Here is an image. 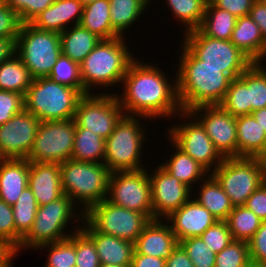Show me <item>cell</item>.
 Masks as SVG:
<instances>
[{
  "label": "cell",
  "instance_id": "cell-20",
  "mask_svg": "<svg viewBox=\"0 0 266 267\" xmlns=\"http://www.w3.org/2000/svg\"><path fill=\"white\" fill-rule=\"evenodd\" d=\"M28 186L38 206L46 205L64 195L61 187L60 164L29 161Z\"/></svg>",
  "mask_w": 266,
  "mask_h": 267
},
{
  "label": "cell",
  "instance_id": "cell-55",
  "mask_svg": "<svg viewBox=\"0 0 266 267\" xmlns=\"http://www.w3.org/2000/svg\"><path fill=\"white\" fill-rule=\"evenodd\" d=\"M18 255L15 245L10 241L0 239V267H13V259Z\"/></svg>",
  "mask_w": 266,
  "mask_h": 267
},
{
  "label": "cell",
  "instance_id": "cell-15",
  "mask_svg": "<svg viewBox=\"0 0 266 267\" xmlns=\"http://www.w3.org/2000/svg\"><path fill=\"white\" fill-rule=\"evenodd\" d=\"M149 169L111 172L107 200L131 211L147 214L153 219Z\"/></svg>",
  "mask_w": 266,
  "mask_h": 267
},
{
  "label": "cell",
  "instance_id": "cell-57",
  "mask_svg": "<svg viewBox=\"0 0 266 267\" xmlns=\"http://www.w3.org/2000/svg\"><path fill=\"white\" fill-rule=\"evenodd\" d=\"M16 54V38L0 37V64L8 61Z\"/></svg>",
  "mask_w": 266,
  "mask_h": 267
},
{
  "label": "cell",
  "instance_id": "cell-24",
  "mask_svg": "<svg viewBox=\"0 0 266 267\" xmlns=\"http://www.w3.org/2000/svg\"><path fill=\"white\" fill-rule=\"evenodd\" d=\"M28 159H0V199L14 205L28 186Z\"/></svg>",
  "mask_w": 266,
  "mask_h": 267
},
{
  "label": "cell",
  "instance_id": "cell-63",
  "mask_svg": "<svg viewBox=\"0 0 266 267\" xmlns=\"http://www.w3.org/2000/svg\"><path fill=\"white\" fill-rule=\"evenodd\" d=\"M263 4H266V0H260Z\"/></svg>",
  "mask_w": 266,
  "mask_h": 267
},
{
  "label": "cell",
  "instance_id": "cell-47",
  "mask_svg": "<svg viewBox=\"0 0 266 267\" xmlns=\"http://www.w3.org/2000/svg\"><path fill=\"white\" fill-rule=\"evenodd\" d=\"M0 239L10 241L17 248L22 237L16 232L12 206L0 199Z\"/></svg>",
  "mask_w": 266,
  "mask_h": 267
},
{
  "label": "cell",
  "instance_id": "cell-21",
  "mask_svg": "<svg viewBox=\"0 0 266 267\" xmlns=\"http://www.w3.org/2000/svg\"><path fill=\"white\" fill-rule=\"evenodd\" d=\"M178 244L170 224L165 219H152L134 243L133 254L166 259Z\"/></svg>",
  "mask_w": 266,
  "mask_h": 267
},
{
  "label": "cell",
  "instance_id": "cell-61",
  "mask_svg": "<svg viewBox=\"0 0 266 267\" xmlns=\"http://www.w3.org/2000/svg\"><path fill=\"white\" fill-rule=\"evenodd\" d=\"M78 1H80L83 5H86V4L94 2L96 0H78Z\"/></svg>",
  "mask_w": 266,
  "mask_h": 267
},
{
  "label": "cell",
  "instance_id": "cell-39",
  "mask_svg": "<svg viewBox=\"0 0 266 267\" xmlns=\"http://www.w3.org/2000/svg\"><path fill=\"white\" fill-rule=\"evenodd\" d=\"M253 62L247 68V87L251 114L266 107V62Z\"/></svg>",
  "mask_w": 266,
  "mask_h": 267
},
{
  "label": "cell",
  "instance_id": "cell-4",
  "mask_svg": "<svg viewBox=\"0 0 266 267\" xmlns=\"http://www.w3.org/2000/svg\"><path fill=\"white\" fill-rule=\"evenodd\" d=\"M83 220V211L65 194L53 202L38 206L33 226L22 239L17 248L18 253L24 249L37 251L36 249L42 245L68 239L74 232L81 229ZM74 222L78 223L74 228L76 230L66 231V228L70 226L68 224Z\"/></svg>",
  "mask_w": 266,
  "mask_h": 267
},
{
  "label": "cell",
  "instance_id": "cell-50",
  "mask_svg": "<svg viewBox=\"0 0 266 267\" xmlns=\"http://www.w3.org/2000/svg\"><path fill=\"white\" fill-rule=\"evenodd\" d=\"M250 259L266 263V221L261 223L260 228L248 241Z\"/></svg>",
  "mask_w": 266,
  "mask_h": 267
},
{
  "label": "cell",
  "instance_id": "cell-19",
  "mask_svg": "<svg viewBox=\"0 0 266 267\" xmlns=\"http://www.w3.org/2000/svg\"><path fill=\"white\" fill-rule=\"evenodd\" d=\"M165 220L170 224L178 243L189 237L201 236L207 228L218 221L193 197Z\"/></svg>",
  "mask_w": 266,
  "mask_h": 267
},
{
  "label": "cell",
  "instance_id": "cell-9",
  "mask_svg": "<svg viewBox=\"0 0 266 267\" xmlns=\"http://www.w3.org/2000/svg\"><path fill=\"white\" fill-rule=\"evenodd\" d=\"M211 174L235 206L247 199L266 181V169L255 157L224 158Z\"/></svg>",
  "mask_w": 266,
  "mask_h": 267
},
{
  "label": "cell",
  "instance_id": "cell-3",
  "mask_svg": "<svg viewBox=\"0 0 266 267\" xmlns=\"http://www.w3.org/2000/svg\"><path fill=\"white\" fill-rule=\"evenodd\" d=\"M125 38L100 40L80 63V77L87 93H96L92 92L94 87L99 90L121 85L129 64L135 59Z\"/></svg>",
  "mask_w": 266,
  "mask_h": 267
},
{
  "label": "cell",
  "instance_id": "cell-22",
  "mask_svg": "<svg viewBox=\"0 0 266 267\" xmlns=\"http://www.w3.org/2000/svg\"><path fill=\"white\" fill-rule=\"evenodd\" d=\"M83 7L84 5L78 0H55L30 24L40 30L62 33L69 26L80 25Z\"/></svg>",
  "mask_w": 266,
  "mask_h": 267
},
{
  "label": "cell",
  "instance_id": "cell-31",
  "mask_svg": "<svg viewBox=\"0 0 266 267\" xmlns=\"http://www.w3.org/2000/svg\"><path fill=\"white\" fill-rule=\"evenodd\" d=\"M80 25L101 40L120 37L111 25L109 0H96L84 5Z\"/></svg>",
  "mask_w": 266,
  "mask_h": 267
},
{
  "label": "cell",
  "instance_id": "cell-32",
  "mask_svg": "<svg viewBox=\"0 0 266 267\" xmlns=\"http://www.w3.org/2000/svg\"><path fill=\"white\" fill-rule=\"evenodd\" d=\"M237 17L226 10L215 7L209 0L198 29L210 38L231 40Z\"/></svg>",
  "mask_w": 266,
  "mask_h": 267
},
{
  "label": "cell",
  "instance_id": "cell-40",
  "mask_svg": "<svg viewBox=\"0 0 266 267\" xmlns=\"http://www.w3.org/2000/svg\"><path fill=\"white\" fill-rule=\"evenodd\" d=\"M39 249L48 250L45 267H75L76 232L68 239L42 245Z\"/></svg>",
  "mask_w": 266,
  "mask_h": 267
},
{
  "label": "cell",
  "instance_id": "cell-27",
  "mask_svg": "<svg viewBox=\"0 0 266 267\" xmlns=\"http://www.w3.org/2000/svg\"><path fill=\"white\" fill-rule=\"evenodd\" d=\"M199 183L196 185L199 187V192H193L192 197L205 207L218 221H225L234 206L231 204L230 198L220 183L211 173ZM195 194L197 195L195 196Z\"/></svg>",
  "mask_w": 266,
  "mask_h": 267
},
{
  "label": "cell",
  "instance_id": "cell-36",
  "mask_svg": "<svg viewBox=\"0 0 266 267\" xmlns=\"http://www.w3.org/2000/svg\"><path fill=\"white\" fill-rule=\"evenodd\" d=\"M234 117L251 114L247 87V69L237 78H233L223 101L219 104Z\"/></svg>",
  "mask_w": 266,
  "mask_h": 267
},
{
  "label": "cell",
  "instance_id": "cell-59",
  "mask_svg": "<svg viewBox=\"0 0 266 267\" xmlns=\"http://www.w3.org/2000/svg\"><path fill=\"white\" fill-rule=\"evenodd\" d=\"M266 169V142L261 152L255 157Z\"/></svg>",
  "mask_w": 266,
  "mask_h": 267
},
{
  "label": "cell",
  "instance_id": "cell-17",
  "mask_svg": "<svg viewBox=\"0 0 266 267\" xmlns=\"http://www.w3.org/2000/svg\"><path fill=\"white\" fill-rule=\"evenodd\" d=\"M41 121L23 109L0 125V159H28Z\"/></svg>",
  "mask_w": 266,
  "mask_h": 267
},
{
  "label": "cell",
  "instance_id": "cell-56",
  "mask_svg": "<svg viewBox=\"0 0 266 267\" xmlns=\"http://www.w3.org/2000/svg\"><path fill=\"white\" fill-rule=\"evenodd\" d=\"M130 267H166V259L143 254H133Z\"/></svg>",
  "mask_w": 266,
  "mask_h": 267
},
{
  "label": "cell",
  "instance_id": "cell-60",
  "mask_svg": "<svg viewBox=\"0 0 266 267\" xmlns=\"http://www.w3.org/2000/svg\"><path fill=\"white\" fill-rule=\"evenodd\" d=\"M242 267H266V263L249 259Z\"/></svg>",
  "mask_w": 266,
  "mask_h": 267
},
{
  "label": "cell",
  "instance_id": "cell-37",
  "mask_svg": "<svg viewBox=\"0 0 266 267\" xmlns=\"http://www.w3.org/2000/svg\"><path fill=\"white\" fill-rule=\"evenodd\" d=\"M234 240L248 242L263 222L246 206H235L225 220Z\"/></svg>",
  "mask_w": 266,
  "mask_h": 267
},
{
  "label": "cell",
  "instance_id": "cell-52",
  "mask_svg": "<svg viewBox=\"0 0 266 267\" xmlns=\"http://www.w3.org/2000/svg\"><path fill=\"white\" fill-rule=\"evenodd\" d=\"M262 221H266V181L247 199L245 205Z\"/></svg>",
  "mask_w": 266,
  "mask_h": 267
},
{
  "label": "cell",
  "instance_id": "cell-42",
  "mask_svg": "<svg viewBox=\"0 0 266 267\" xmlns=\"http://www.w3.org/2000/svg\"><path fill=\"white\" fill-rule=\"evenodd\" d=\"M179 244L186 251L194 267H215L216 253L210 250L200 236L186 238Z\"/></svg>",
  "mask_w": 266,
  "mask_h": 267
},
{
  "label": "cell",
  "instance_id": "cell-46",
  "mask_svg": "<svg viewBox=\"0 0 266 267\" xmlns=\"http://www.w3.org/2000/svg\"><path fill=\"white\" fill-rule=\"evenodd\" d=\"M19 16L22 24L30 23L55 0H4Z\"/></svg>",
  "mask_w": 266,
  "mask_h": 267
},
{
  "label": "cell",
  "instance_id": "cell-5",
  "mask_svg": "<svg viewBox=\"0 0 266 267\" xmlns=\"http://www.w3.org/2000/svg\"><path fill=\"white\" fill-rule=\"evenodd\" d=\"M145 119L150 121L144 116L124 114L105 140L104 164L111 172L139 171L146 168L142 157L146 145L145 136L148 135L144 132L147 130V124H143Z\"/></svg>",
  "mask_w": 266,
  "mask_h": 267
},
{
  "label": "cell",
  "instance_id": "cell-2",
  "mask_svg": "<svg viewBox=\"0 0 266 267\" xmlns=\"http://www.w3.org/2000/svg\"><path fill=\"white\" fill-rule=\"evenodd\" d=\"M176 71L178 100L182 111L203 105H219L231 78L222 69L205 65L182 42Z\"/></svg>",
  "mask_w": 266,
  "mask_h": 267
},
{
  "label": "cell",
  "instance_id": "cell-29",
  "mask_svg": "<svg viewBox=\"0 0 266 267\" xmlns=\"http://www.w3.org/2000/svg\"><path fill=\"white\" fill-rule=\"evenodd\" d=\"M238 157H256L266 142V132L252 114L236 117Z\"/></svg>",
  "mask_w": 266,
  "mask_h": 267
},
{
  "label": "cell",
  "instance_id": "cell-41",
  "mask_svg": "<svg viewBox=\"0 0 266 267\" xmlns=\"http://www.w3.org/2000/svg\"><path fill=\"white\" fill-rule=\"evenodd\" d=\"M48 77L60 84L79 89L83 94H88L83 88L79 64L63 54L54 63Z\"/></svg>",
  "mask_w": 266,
  "mask_h": 267
},
{
  "label": "cell",
  "instance_id": "cell-33",
  "mask_svg": "<svg viewBox=\"0 0 266 267\" xmlns=\"http://www.w3.org/2000/svg\"><path fill=\"white\" fill-rule=\"evenodd\" d=\"M105 139L85 128H76L72 160L104 163Z\"/></svg>",
  "mask_w": 266,
  "mask_h": 267
},
{
  "label": "cell",
  "instance_id": "cell-44",
  "mask_svg": "<svg viewBox=\"0 0 266 267\" xmlns=\"http://www.w3.org/2000/svg\"><path fill=\"white\" fill-rule=\"evenodd\" d=\"M75 267H100L96 246L82 229L76 231Z\"/></svg>",
  "mask_w": 266,
  "mask_h": 267
},
{
  "label": "cell",
  "instance_id": "cell-45",
  "mask_svg": "<svg viewBox=\"0 0 266 267\" xmlns=\"http://www.w3.org/2000/svg\"><path fill=\"white\" fill-rule=\"evenodd\" d=\"M203 242L216 254L227 247L234 239L226 221H216L200 236Z\"/></svg>",
  "mask_w": 266,
  "mask_h": 267
},
{
  "label": "cell",
  "instance_id": "cell-54",
  "mask_svg": "<svg viewBox=\"0 0 266 267\" xmlns=\"http://www.w3.org/2000/svg\"><path fill=\"white\" fill-rule=\"evenodd\" d=\"M250 18L258 25L266 43V4L256 0L250 9Z\"/></svg>",
  "mask_w": 266,
  "mask_h": 267
},
{
  "label": "cell",
  "instance_id": "cell-28",
  "mask_svg": "<svg viewBox=\"0 0 266 267\" xmlns=\"http://www.w3.org/2000/svg\"><path fill=\"white\" fill-rule=\"evenodd\" d=\"M100 40L81 25L69 27L60 33L61 54L80 65Z\"/></svg>",
  "mask_w": 266,
  "mask_h": 267
},
{
  "label": "cell",
  "instance_id": "cell-6",
  "mask_svg": "<svg viewBox=\"0 0 266 267\" xmlns=\"http://www.w3.org/2000/svg\"><path fill=\"white\" fill-rule=\"evenodd\" d=\"M61 187L85 213L91 206L108 197L111 171L104 163L67 160L60 164Z\"/></svg>",
  "mask_w": 266,
  "mask_h": 267
},
{
  "label": "cell",
  "instance_id": "cell-26",
  "mask_svg": "<svg viewBox=\"0 0 266 267\" xmlns=\"http://www.w3.org/2000/svg\"><path fill=\"white\" fill-rule=\"evenodd\" d=\"M172 145V153L169 158L159 165L173 177L186 184L192 190L209 172L195 161L191 156L179 149L169 138L167 139ZM195 184V185H194Z\"/></svg>",
  "mask_w": 266,
  "mask_h": 267
},
{
  "label": "cell",
  "instance_id": "cell-12",
  "mask_svg": "<svg viewBox=\"0 0 266 267\" xmlns=\"http://www.w3.org/2000/svg\"><path fill=\"white\" fill-rule=\"evenodd\" d=\"M84 219L102 234L135 243L145 226L152 220L147 214L112 204L107 199L91 206Z\"/></svg>",
  "mask_w": 266,
  "mask_h": 267
},
{
  "label": "cell",
  "instance_id": "cell-62",
  "mask_svg": "<svg viewBox=\"0 0 266 267\" xmlns=\"http://www.w3.org/2000/svg\"><path fill=\"white\" fill-rule=\"evenodd\" d=\"M100 267H122V266H115L112 264H100Z\"/></svg>",
  "mask_w": 266,
  "mask_h": 267
},
{
  "label": "cell",
  "instance_id": "cell-49",
  "mask_svg": "<svg viewBox=\"0 0 266 267\" xmlns=\"http://www.w3.org/2000/svg\"><path fill=\"white\" fill-rule=\"evenodd\" d=\"M21 25L18 14L2 0L0 2V37L17 39Z\"/></svg>",
  "mask_w": 266,
  "mask_h": 267
},
{
  "label": "cell",
  "instance_id": "cell-18",
  "mask_svg": "<svg viewBox=\"0 0 266 267\" xmlns=\"http://www.w3.org/2000/svg\"><path fill=\"white\" fill-rule=\"evenodd\" d=\"M155 166V169H151L153 171H149L153 219H165L184 205L192 197L194 190L173 177L160 165Z\"/></svg>",
  "mask_w": 266,
  "mask_h": 267
},
{
  "label": "cell",
  "instance_id": "cell-48",
  "mask_svg": "<svg viewBox=\"0 0 266 267\" xmlns=\"http://www.w3.org/2000/svg\"><path fill=\"white\" fill-rule=\"evenodd\" d=\"M24 109V96L6 90H0V125L10 120Z\"/></svg>",
  "mask_w": 266,
  "mask_h": 267
},
{
  "label": "cell",
  "instance_id": "cell-38",
  "mask_svg": "<svg viewBox=\"0 0 266 267\" xmlns=\"http://www.w3.org/2000/svg\"><path fill=\"white\" fill-rule=\"evenodd\" d=\"M38 203L32 190L27 186L22 194L17 199V202L12 205L13 218L16 232L24 238L33 226Z\"/></svg>",
  "mask_w": 266,
  "mask_h": 267
},
{
  "label": "cell",
  "instance_id": "cell-51",
  "mask_svg": "<svg viewBox=\"0 0 266 267\" xmlns=\"http://www.w3.org/2000/svg\"><path fill=\"white\" fill-rule=\"evenodd\" d=\"M215 7L223 9L235 17L249 16L256 0H209Z\"/></svg>",
  "mask_w": 266,
  "mask_h": 267
},
{
  "label": "cell",
  "instance_id": "cell-13",
  "mask_svg": "<svg viewBox=\"0 0 266 267\" xmlns=\"http://www.w3.org/2000/svg\"><path fill=\"white\" fill-rule=\"evenodd\" d=\"M76 122L73 119L42 121L28 160L61 164L72 157Z\"/></svg>",
  "mask_w": 266,
  "mask_h": 267
},
{
  "label": "cell",
  "instance_id": "cell-30",
  "mask_svg": "<svg viewBox=\"0 0 266 267\" xmlns=\"http://www.w3.org/2000/svg\"><path fill=\"white\" fill-rule=\"evenodd\" d=\"M151 0H109L110 20L113 30L120 36L125 37L126 30L133 28V24L139 23ZM150 3V4H149ZM148 8V9H147ZM144 13V14H143ZM131 26V27H130Z\"/></svg>",
  "mask_w": 266,
  "mask_h": 267
},
{
  "label": "cell",
  "instance_id": "cell-58",
  "mask_svg": "<svg viewBox=\"0 0 266 267\" xmlns=\"http://www.w3.org/2000/svg\"><path fill=\"white\" fill-rule=\"evenodd\" d=\"M252 115L256 119L257 123L266 132V107L259 110L253 111Z\"/></svg>",
  "mask_w": 266,
  "mask_h": 267
},
{
  "label": "cell",
  "instance_id": "cell-16",
  "mask_svg": "<svg viewBox=\"0 0 266 267\" xmlns=\"http://www.w3.org/2000/svg\"><path fill=\"white\" fill-rule=\"evenodd\" d=\"M204 126L223 158L238 157L236 117L220 105H203L190 111Z\"/></svg>",
  "mask_w": 266,
  "mask_h": 267
},
{
  "label": "cell",
  "instance_id": "cell-8",
  "mask_svg": "<svg viewBox=\"0 0 266 267\" xmlns=\"http://www.w3.org/2000/svg\"><path fill=\"white\" fill-rule=\"evenodd\" d=\"M16 55L33 79L48 77L61 55L60 33L22 24L16 39Z\"/></svg>",
  "mask_w": 266,
  "mask_h": 267
},
{
  "label": "cell",
  "instance_id": "cell-11",
  "mask_svg": "<svg viewBox=\"0 0 266 267\" xmlns=\"http://www.w3.org/2000/svg\"><path fill=\"white\" fill-rule=\"evenodd\" d=\"M175 117H181L183 122H176V125L166 128L167 133H164L168 135L167 138L169 137L179 149L191 156L209 173L212 172L224 158L216 150L204 126L190 111H181Z\"/></svg>",
  "mask_w": 266,
  "mask_h": 267
},
{
  "label": "cell",
  "instance_id": "cell-23",
  "mask_svg": "<svg viewBox=\"0 0 266 267\" xmlns=\"http://www.w3.org/2000/svg\"><path fill=\"white\" fill-rule=\"evenodd\" d=\"M81 229L93 240L100 264L130 267L134 243L97 232L85 219Z\"/></svg>",
  "mask_w": 266,
  "mask_h": 267
},
{
  "label": "cell",
  "instance_id": "cell-7",
  "mask_svg": "<svg viewBox=\"0 0 266 267\" xmlns=\"http://www.w3.org/2000/svg\"><path fill=\"white\" fill-rule=\"evenodd\" d=\"M84 94L76 88L41 77L33 79L24 96V109L42 121L73 119Z\"/></svg>",
  "mask_w": 266,
  "mask_h": 267
},
{
  "label": "cell",
  "instance_id": "cell-25",
  "mask_svg": "<svg viewBox=\"0 0 266 267\" xmlns=\"http://www.w3.org/2000/svg\"><path fill=\"white\" fill-rule=\"evenodd\" d=\"M230 41L253 62L265 63L266 43L260 28L250 16L237 18Z\"/></svg>",
  "mask_w": 266,
  "mask_h": 267
},
{
  "label": "cell",
  "instance_id": "cell-43",
  "mask_svg": "<svg viewBox=\"0 0 266 267\" xmlns=\"http://www.w3.org/2000/svg\"><path fill=\"white\" fill-rule=\"evenodd\" d=\"M249 259L248 242L233 240L216 254L215 267H242Z\"/></svg>",
  "mask_w": 266,
  "mask_h": 267
},
{
  "label": "cell",
  "instance_id": "cell-14",
  "mask_svg": "<svg viewBox=\"0 0 266 267\" xmlns=\"http://www.w3.org/2000/svg\"><path fill=\"white\" fill-rule=\"evenodd\" d=\"M84 94L76 107L74 120L76 128H85L96 135L107 139L113 132L116 123L124 115L115 92Z\"/></svg>",
  "mask_w": 266,
  "mask_h": 267
},
{
  "label": "cell",
  "instance_id": "cell-10",
  "mask_svg": "<svg viewBox=\"0 0 266 267\" xmlns=\"http://www.w3.org/2000/svg\"><path fill=\"white\" fill-rule=\"evenodd\" d=\"M182 43L205 65L222 69L231 79L239 77L253 61L230 40L205 36L198 28L185 32Z\"/></svg>",
  "mask_w": 266,
  "mask_h": 267
},
{
  "label": "cell",
  "instance_id": "cell-53",
  "mask_svg": "<svg viewBox=\"0 0 266 267\" xmlns=\"http://www.w3.org/2000/svg\"><path fill=\"white\" fill-rule=\"evenodd\" d=\"M166 267H194L183 247L178 244L166 258Z\"/></svg>",
  "mask_w": 266,
  "mask_h": 267
},
{
  "label": "cell",
  "instance_id": "cell-34",
  "mask_svg": "<svg viewBox=\"0 0 266 267\" xmlns=\"http://www.w3.org/2000/svg\"><path fill=\"white\" fill-rule=\"evenodd\" d=\"M33 78L22 60L15 54L0 64V90L12 91L25 96Z\"/></svg>",
  "mask_w": 266,
  "mask_h": 267
},
{
  "label": "cell",
  "instance_id": "cell-1",
  "mask_svg": "<svg viewBox=\"0 0 266 267\" xmlns=\"http://www.w3.org/2000/svg\"><path fill=\"white\" fill-rule=\"evenodd\" d=\"M141 60L135 57L129 64L120 85L122 93H115L124 114L144 116L151 121L175 117L182 111L176 75L169 80V75L158 68V64L144 63Z\"/></svg>",
  "mask_w": 266,
  "mask_h": 267
},
{
  "label": "cell",
  "instance_id": "cell-35",
  "mask_svg": "<svg viewBox=\"0 0 266 267\" xmlns=\"http://www.w3.org/2000/svg\"><path fill=\"white\" fill-rule=\"evenodd\" d=\"M171 13L183 26V34L197 29L203 20L208 0H164Z\"/></svg>",
  "mask_w": 266,
  "mask_h": 267
}]
</instances>
